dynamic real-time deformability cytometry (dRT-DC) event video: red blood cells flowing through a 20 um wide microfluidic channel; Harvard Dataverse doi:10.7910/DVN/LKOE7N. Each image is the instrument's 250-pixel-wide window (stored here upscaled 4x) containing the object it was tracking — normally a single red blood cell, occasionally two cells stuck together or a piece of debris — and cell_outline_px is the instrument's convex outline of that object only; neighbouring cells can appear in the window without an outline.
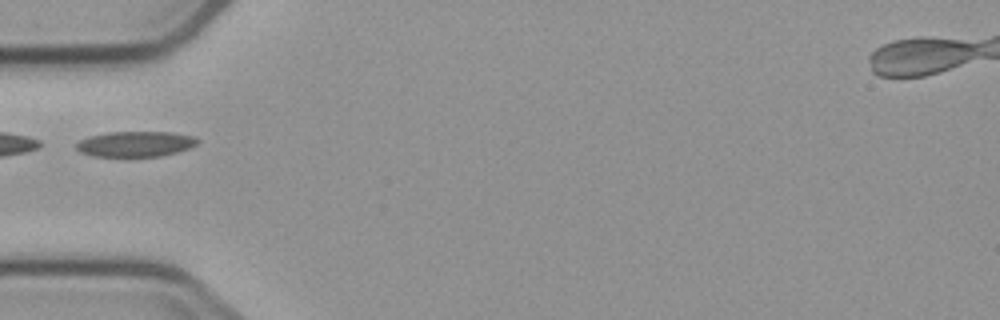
{"species": "common noctule bat (a hibernating species)", "species_latin": "Nyctalus noctula", "temperature_condition": "cold", "stored_images_in_passage": 5, "camera_frame_rate_fps": 3000, "um_per_image_px": 0.085, "animal": {"sex": "male", "body_mass_g": 23.1, "forearm_length_mm": 52.7}, "frame": {"image": 1, "passage_image": 4, "time_ms": 3.667, "image_size_px": [1000, 320], "cell_outline_px": [[200, 140], [196, 144], [188, 148], [176, 152], [160, 156], [128, 160], [92, 156], [80, 152], [76, 148], [76, 144], [80, 140], [88, 136], [108, 132], [172, 132], [196, 136]], "centroid_in_image_um": [11.48, 12.28], "position_along_channel_um": 73.5, "area_um2": 18.96}}
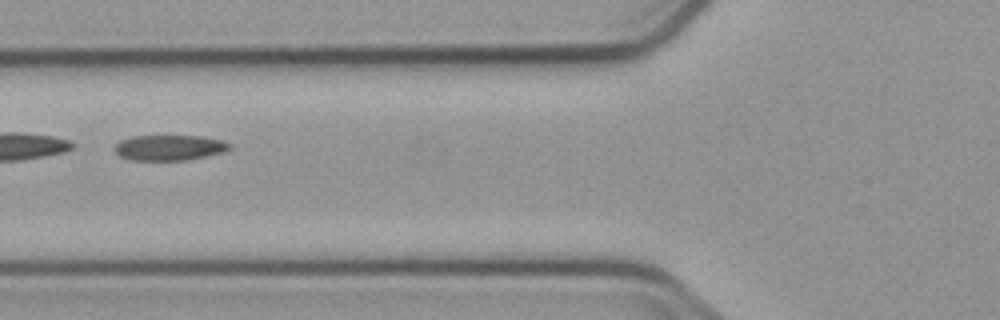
{"frame": {"image": 2, "passage_image": 5, "time_ms": 4.667, "image_size_px": [1000, 320], "cell_outline_px": [[232, 148], [224, 152], [188, 160], [132, 160], [120, 156], [112, 148], [120, 140], [132, 136], [204, 136], [220, 140], [232, 144]], "centroid_in_image_um": [14.41, 12.55], "position_along_channel_um": 111.4, "area_um2": 17.17}}